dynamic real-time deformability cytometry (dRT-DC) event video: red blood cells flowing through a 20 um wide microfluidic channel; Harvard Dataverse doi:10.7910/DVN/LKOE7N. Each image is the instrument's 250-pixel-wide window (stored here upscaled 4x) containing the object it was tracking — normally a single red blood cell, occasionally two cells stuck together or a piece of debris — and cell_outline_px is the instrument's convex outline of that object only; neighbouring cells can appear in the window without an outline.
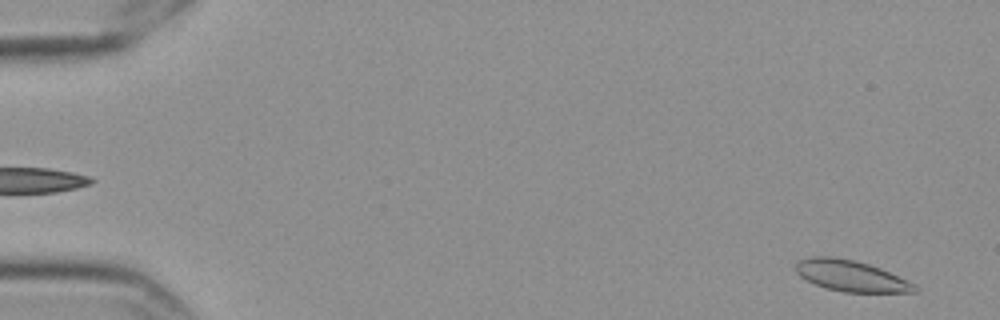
{"species": "Egyptian fruit bat (a non-hibernating species)", "species_latin": "Rousettus aegyptiacus", "temperature_condition": "cold", "stored_images_in_passage": 59, "camera_frame_rate_fps": 3000, "um_per_image_px": 0.085, "frame": {"image": 1, "passage_image": 3, "time_ms": 0.667, "image_size_px": [1000, 320], "cell_outline_px": [[920, 292], [844, 292], [828, 288], [816, 284], [800, 276], [796, 272], [796, 264], [800, 260], [812, 256], [832, 256], [852, 260], [868, 264], [880, 268], [916, 284], [920, 288]], "centroid_in_image_um": [72.38, 23.45], "position_along_channel_um": 12.6, "area_um2": 21.33}}
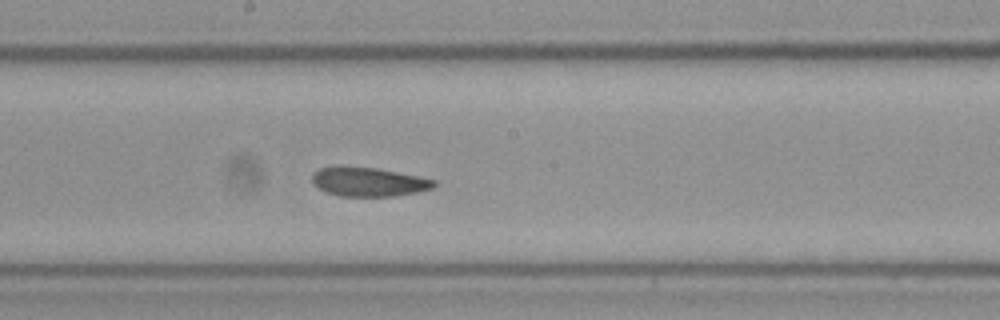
{"frame": {"image": 2, "passage_image": 32, "time_ms": 10.333, "image_size_px": [1000, 320], "cell_outline_px": [[436, 184], [432, 188], [416, 192], [396, 196], [340, 196], [328, 192], [312, 184], [312, 172], [320, 168], [340, 164], [376, 168], [436, 180]], "centroid_in_image_um": [31.26, 15.43], "position_along_channel_um": 216.9, "area_um2": 20.81}}
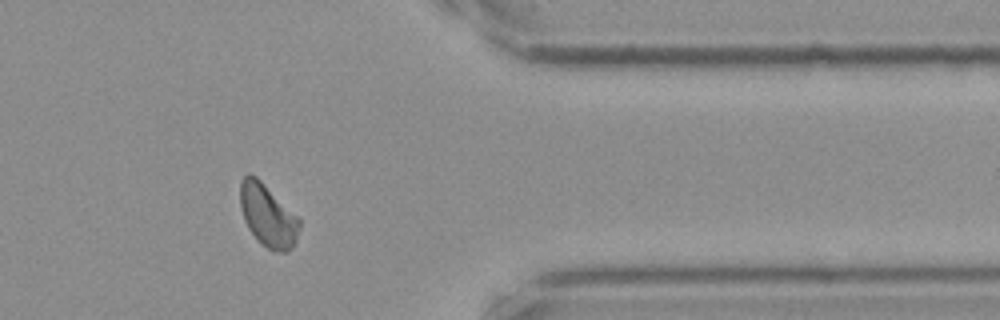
{"frame": {"image": 3, "passage_image": 48, "time_ms": 15.667, "image_size_px": [1000, 320], "cell_outline_px": [[300, 228], [296, 240], [292, 248], [288, 252], [272, 252], [248, 228], [244, 220], [240, 204], [240, 180], [248, 172], [256, 176], [300, 216]], "centroid_in_image_um": [22.8, 18.29], "position_along_channel_um": 388.6, "area_um2": 21.85}, "authors_computed_cell_mechanics": {"area_um2": 21.5016, "velocity_mm_per_s": 3.5032, "shape_relaxation_time_tau1_ms": 4.1881, "shape_relaxation_time_tau2_ms": 1.9916, "deformation_change_tau1": 0.0877, "deformation_change_tau2": 0.0782}}